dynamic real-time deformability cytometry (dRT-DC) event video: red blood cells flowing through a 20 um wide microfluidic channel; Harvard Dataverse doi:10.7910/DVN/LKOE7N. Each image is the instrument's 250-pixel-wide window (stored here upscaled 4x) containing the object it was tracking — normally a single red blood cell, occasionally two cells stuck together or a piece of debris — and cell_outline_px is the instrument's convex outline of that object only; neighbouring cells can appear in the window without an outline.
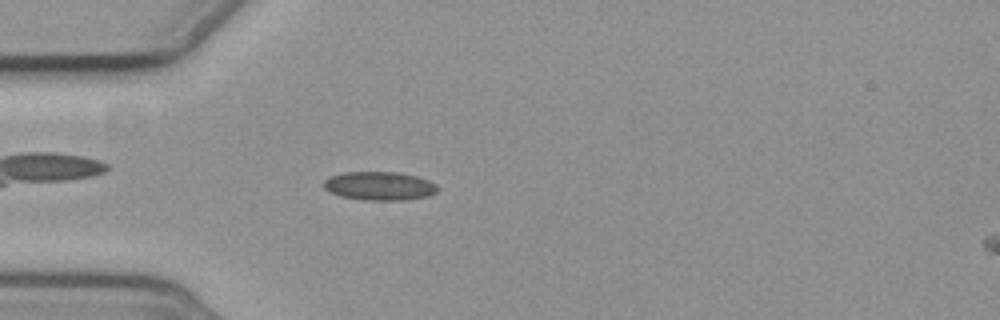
{"species": "common noctule bat (a hibernating species)", "species_latin": "Nyctalus noctula", "temperature_condition": "cold", "stored_images_in_passage": 1, "camera_frame_rate_fps": 3000, "um_per_image_px": 0.085, "animal": {"sex": "female", "body_mass_g": 19.3, "forearm_length_mm": 54.1}, "frame": {"image": 1, "passage_image": 1, "time_ms": 0.0, "image_size_px": [1000, 320], "cell_outline_px": [[436, 192], [428, 196], [404, 200], [364, 200], [340, 196], [328, 192], [324, 188], [324, 180], [328, 176], [344, 172], [400, 172], [416, 176], [428, 180], [436, 184]], "centroid_in_image_um": [32.21, 15.8], "position_along_channel_um": 52.8, "area_um2": 19.07}}